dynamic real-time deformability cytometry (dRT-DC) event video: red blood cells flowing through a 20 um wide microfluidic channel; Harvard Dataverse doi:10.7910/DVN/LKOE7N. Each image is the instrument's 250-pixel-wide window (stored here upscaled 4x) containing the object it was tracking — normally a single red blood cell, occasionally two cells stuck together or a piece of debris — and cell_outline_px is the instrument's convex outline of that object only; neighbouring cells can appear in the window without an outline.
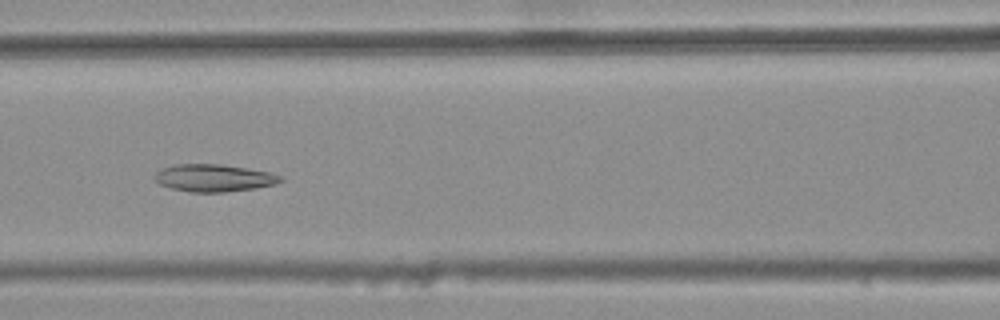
{"species": "common noctule bat (a hibernating species)", "species_latin": "Nyctalus noctula", "temperature_condition": "warm", "stored_images_in_passage": 45, "camera_frame_rate_fps": 3000, "um_per_image_px": 0.085, "animal": {"sex": "female", "body_mass_g": 25.1}, "frame": {"image": 1, "passage_image": 23, "time_ms": 7.333, "image_size_px": [1000, 320], "cell_outline_px": [[284, 180], [276, 184], [256, 188], [224, 192], [192, 192], [172, 188], [160, 184], [152, 176], [160, 168], [176, 164], [220, 164], [248, 168], [272, 172], [284, 176]], "centroid_in_image_um": [18.22, 15.11], "position_along_channel_um": 148.4, "area_um2": 20.29}}
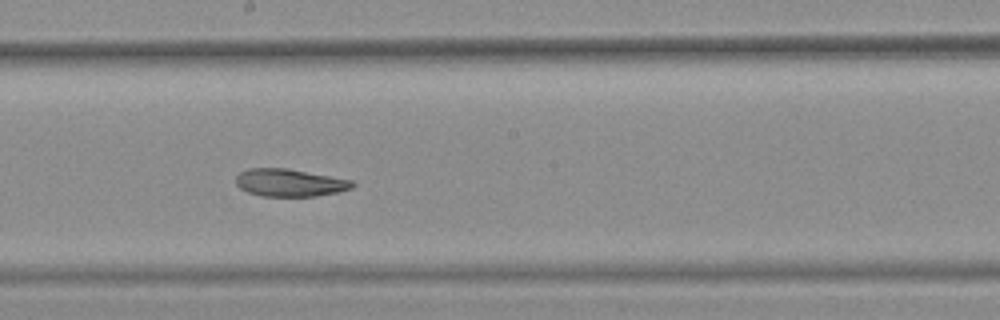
{"frame": {"image": 2, "passage_image": 29, "time_ms": 9.333, "image_size_px": [1000, 320], "cell_outline_px": [[356, 184], [352, 188], [336, 192], [316, 196], [260, 196], [248, 192], [240, 188], [236, 184], [236, 176], [240, 172], [248, 168], [288, 168], [352, 180]], "centroid_in_image_um": [24.61, 15.52], "position_along_channel_um": 223.6, "area_um2": 18.73}}
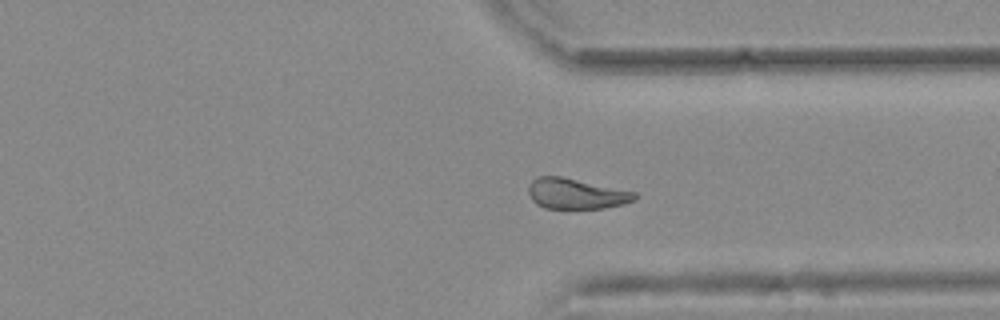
{"frame": {"image": 3, "passage_image": 40, "time_ms": 13.0, "image_size_px": [1000, 320], "cell_outline_px": [[636, 196], [632, 200], [624, 204], [604, 208], [544, 208], [536, 204], [532, 200], [528, 192], [528, 184], [536, 176], [560, 176], [636, 192]], "centroid_in_image_um": [48.91, 16.46], "position_along_channel_um": 362.5, "area_um2": 18.79}, "authors_computed_cell_mechanics": {"area_um2": 20.519, "velocity_mm_per_s": 3.7658, "shape_relaxation_time_tau1_ms": null, "shape_relaxation_time_tau2_ms": 4.2214, "deformation_change_tau1": null, "deformation_change_tau2": 0.1027}}